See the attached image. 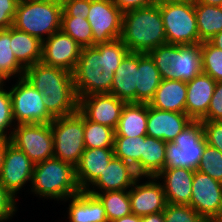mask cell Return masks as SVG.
<instances>
[{"mask_svg": "<svg viewBox=\"0 0 222 222\" xmlns=\"http://www.w3.org/2000/svg\"><path fill=\"white\" fill-rule=\"evenodd\" d=\"M50 124L54 137V158L75 167L86 149L84 115L78 110L73 114L54 118Z\"/></svg>", "mask_w": 222, "mask_h": 222, "instance_id": "obj_8", "label": "cell"}, {"mask_svg": "<svg viewBox=\"0 0 222 222\" xmlns=\"http://www.w3.org/2000/svg\"><path fill=\"white\" fill-rule=\"evenodd\" d=\"M4 83L0 84V137L9 138L7 135V128L15 123L12 113V102L10 97V91L3 88Z\"/></svg>", "mask_w": 222, "mask_h": 222, "instance_id": "obj_39", "label": "cell"}, {"mask_svg": "<svg viewBox=\"0 0 222 222\" xmlns=\"http://www.w3.org/2000/svg\"><path fill=\"white\" fill-rule=\"evenodd\" d=\"M11 27L0 30V75L5 79H9L14 75L22 78L25 68L17 61L10 47Z\"/></svg>", "mask_w": 222, "mask_h": 222, "instance_id": "obj_33", "label": "cell"}, {"mask_svg": "<svg viewBox=\"0 0 222 222\" xmlns=\"http://www.w3.org/2000/svg\"><path fill=\"white\" fill-rule=\"evenodd\" d=\"M202 121H222V82H217L206 117Z\"/></svg>", "mask_w": 222, "mask_h": 222, "instance_id": "obj_43", "label": "cell"}, {"mask_svg": "<svg viewBox=\"0 0 222 222\" xmlns=\"http://www.w3.org/2000/svg\"><path fill=\"white\" fill-rule=\"evenodd\" d=\"M142 222H165L164 211L142 216Z\"/></svg>", "mask_w": 222, "mask_h": 222, "instance_id": "obj_47", "label": "cell"}, {"mask_svg": "<svg viewBox=\"0 0 222 222\" xmlns=\"http://www.w3.org/2000/svg\"><path fill=\"white\" fill-rule=\"evenodd\" d=\"M61 30L72 37L82 48L93 46L92 29L87 19L62 16Z\"/></svg>", "mask_w": 222, "mask_h": 222, "instance_id": "obj_35", "label": "cell"}, {"mask_svg": "<svg viewBox=\"0 0 222 222\" xmlns=\"http://www.w3.org/2000/svg\"><path fill=\"white\" fill-rule=\"evenodd\" d=\"M78 99V110L88 120L116 130L126 102L110 93L91 94Z\"/></svg>", "mask_w": 222, "mask_h": 222, "instance_id": "obj_15", "label": "cell"}, {"mask_svg": "<svg viewBox=\"0 0 222 222\" xmlns=\"http://www.w3.org/2000/svg\"><path fill=\"white\" fill-rule=\"evenodd\" d=\"M168 44L195 45L201 43L198 35L194 0L158 5Z\"/></svg>", "mask_w": 222, "mask_h": 222, "instance_id": "obj_9", "label": "cell"}, {"mask_svg": "<svg viewBox=\"0 0 222 222\" xmlns=\"http://www.w3.org/2000/svg\"><path fill=\"white\" fill-rule=\"evenodd\" d=\"M24 77L41 92L47 111L54 117H62L78 111L79 99L75 92L73 73L42 62L28 66Z\"/></svg>", "mask_w": 222, "mask_h": 222, "instance_id": "obj_2", "label": "cell"}, {"mask_svg": "<svg viewBox=\"0 0 222 222\" xmlns=\"http://www.w3.org/2000/svg\"><path fill=\"white\" fill-rule=\"evenodd\" d=\"M113 3L124 13L128 10L144 8L154 5V0H112Z\"/></svg>", "mask_w": 222, "mask_h": 222, "instance_id": "obj_45", "label": "cell"}, {"mask_svg": "<svg viewBox=\"0 0 222 222\" xmlns=\"http://www.w3.org/2000/svg\"><path fill=\"white\" fill-rule=\"evenodd\" d=\"M194 170L175 168L162 170L157 176L163 179L162 185L167 203L189 205L192 194Z\"/></svg>", "mask_w": 222, "mask_h": 222, "instance_id": "obj_22", "label": "cell"}, {"mask_svg": "<svg viewBox=\"0 0 222 222\" xmlns=\"http://www.w3.org/2000/svg\"><path fill=\"white\" fill-rule=\"evenodd\" d=\"M148 103H126L114 137L136 138L147 135Z\"/></svg>", "mask_w": 222, "mask_h": 222, "instance_id": "obj_26", "label": "cell"}, {"mask_svg": "<svg viewBox=\"0 0 222 222\" xmlns=\"http://www.w3.org/2000/svg\"><path fill=\"white\" fill-rule=\"evenodd\" d=\"M138 53L129 52L114 72L110 94L126 103H136Z\"/></svg>", "mask_w": 222, "mask_h": 222, "instance_id": "obj_23", "label": "cell"}, {"mask_svg": "<svg viewBox=\"0 0 222 222\" xmlns=\"http://www.w3.org/2000/svg\"><path fill=\"white\" fill-rule=\"evenodd\" d=\"M209 42L218 49L222 50V31L213 36Z\"/></svg>", "mask_w": 222, "mask_h": 222, "instance_id": "obj_49", "label": "cell"}, {"mask_svg": "<svg viewBox=\"0 0 222 222\" xmlns=\"http://www.w3.org/2000/svg\"><path fill=\"white\" fill-rule=\"evenodd\" d=\"M189 206L207 222H216L222 213V183L194 170Z\"/></svg>", "mask_w": 222, "mask_h": 222, "instance_id": "obj_13", "label": "cell"}, {"mask_svg": "<svg viewBox=\"0 0 222 222\" xmlns=\"http://www.w3.org/2000/svg\"><path fill=\"white\" fill-rule=\"evenodd\" d=\"M31 185V191L39 197L61 201L81 191L75 167L54 157L34 164Z\"/></svg>", "mask_w": 222, "mask_h": 222, "instance_id": "obj_4", "label": "cell"}, {"mask_svg": "<svg viewBox=\"0 0 222 222\" xmlns=\"http://www.w3.org/2000/svg\"><path fill=\"white\" fill-rule=\"evenodd\" d=\"M186 1H191V0H154L155 4L157 5L170 4V3H182Z\"/></svg>", "mask_w": 222, "mask_h": 222, "instance_id": "obj_51", "label": "cell"}, {"mask_svg": "<svg viewBox=\"0 0 222 222\" xmlns=\"http://www.w3.org/2000/svg\"><path fill=\"white\" fill-rule=\"evenodd\" d=\"M141 178L129 189L132 213L142 217L164 211L167 201L162 183L159 180L157 183L156 177H147L150 180L139 184Z\"/></svg>", "mask_w": 222, "mask_h": 222, "instance_id": "obj_17", "label": "cell"}, {"mask_svg": "<svg viewBox=\"0 0 222 222\" xmlns=\"http://www.w3.org/2000/svg\"><path fill=\"white\" fill-rule=\"evenodd\" d=\"M5 79L0 75V84L4 83Z\"/></svg>", "mask_w": 222, "mask_h": 222, "instance_id": "obj_52", "label": "cell"}, {"mask_svg": "<svg viewBox=\"0 0 222 222\" xmlns=\"http://www.w3.org/2000/svg\"><path fill=\"white\" fill-rule=\"evenodd\" d=\"M206 145L201 121H192L172 142L166 143L163 170L175 168L197 170Z\"/></svg>", "mask_w": 222, "mask_h": 222, "instance_id": "obj_7", "label": "cell"}, {"mask_svg": "<svg viewBox=\"0 0 222 222\" xmlns=\"http://www.w3.org/2000/svg\"><path fill=\"white\" fill-rule=\"evenodd\" d=\"M144 143L142 137H114L115 157L132 165L136 173L141 177V155Z\"/></svg>", "mask_w": 222, "mask_h": 222, "instance_id": "obj_32", "label": "cell"}, {"mask_svg": "<svg viewBox=\"0 0 222 222\" xmlns=\"http://www.w3.org/2000/svg\"><path fill=\"white\" fill-rule=\"evenodd\" d=\"M197 170L222 183V152L207 144Z\"/></svg>", "mask_w": 222, "mask_h": 222, "instance_id": "obj_37", "label": "cell"}, {"mask_svg": "<svg viewBox=\"0 0 222 222\" xmlns=\"http://www.w3.org/2000/svg\"><path fill=\"white\" fill-rule=\"evenodd\" d=\"M96 195L106 210L108 222L132 213L128 190L89 192Z\"/></svg>", "mask_w": 222, "mask_h": 222, "instance_id": "obj_31", "label": "cell"}, {"mask_svg": "<svg viewBox=\"0 0 222 222\" xmlns=\"http://www.w3.org/2000/svg\"><path fill=\"white\" fill-rule=\"evenodd\" d=\"M33 168L34 164L30 158L10 143L6 149L0 181L16 197L17 192L24 187L25 183L32 180Z\"/></svg>", "mask_w": 222, "mask_h": 222, "instance_id": "obj_16", "label": "cell"}, {"mask_svg": "<svg viewBox=\"0 0 222 222\" xmlns=\"http://www.w3.org/2000/svg\"><path fill=\"white\" fill-rule=\"evenodd\" d=\"M8 135L11 143L22 150L33 164L54 157V137L50 123L15 125Z\"/></svg>", "mask_w": 222, "mask_h": 222, "instance_id": "obj_11", "label": "cell"}, {"mask_svg": "<svg viewBox=\"0 0 222 222\" xmlns=\"http://www.w3.org/2000/svg\"><path fill=\"white\" fill-rule=\"evenodd\" d=\"M19 0H0V30L13 26Z\"/></svg>", "mask_w": 222, "mask_h": 222, "instance_id": "obj_44", "label": "cell"}, {"mask_svg": "<svg viewBox=\"0 0 222 222\" xmlns=\"http://www.w3.org/2000/svg\"><path fill=\"white\" fill-rule=\"evenodd\" d=\"M128 53L120 38L82 48L73 72L77 97L110 93L114 72Z\"/></svg>", "mask_w": 222, "mask_h": 222, "instance_id": "obj_1", "label": "cell"}, {"mask_svg": "<svg viewBox=\"0 0 222 222\" xmlns=\"http://www.w3.org/2000/svg\"><path fill=\"white\" fill-rule=\"evenodd\" d=\"M208 145L222 152V121H201Z\"/></svg>", "mask_w": 222, "mask_h": 222, "instance_id": "obj_40", "label": "cell"}, {"mask_svg": "<svg viewBox=\"0 0 222 222\" xmlns=\"http://www.w3.org/2000/svg\"><path fill=\"white\" fill-rule=\"evenodd\" d=\"M165 222H207L189 205L167 203L164 210Z\"/></svg>", "mask_w": 222, "mask_h": 222, "instance_id": "obj_38", "label": "cell"}, {"mask_svg": "<svg viewBox=\"0 0 222 222\" xmlns=\"http://www.w3.org/2000/svg\"><path fill=\"white\" fill-rule=\"evenodd\" d=\"M62 12L61 0H19L13 27L43 42L61 30Z\"/></svg>", "mask_w": 222, "mask_h": 222, "instance_id": "obj_5", "label": "cell"}, {"mask_svg": "<svg viewBox=\"0 0 222 222\" xmlns=\"http://www.w3.org/2000/svg\"><path fill=\"white\" fill-rule=\"evenodd\" d=\"M198 4L222 6V0H194Z\"/></svg>", "mask_w": 222, "mask_h": 222, "instance_id": "obj_50", "label": "cell"}, {"mask_svg": "<svg viewBox=\"0 0 222 222\" xmlns=\"http://www.w3.org/2000/svg\"><path fill=\"white\" fill-rule=\"evenodd\" d=\"M120 39L133 53H149L166 44L160 7L154 4L124 12Z\"/></svg>", "mask_w": 222, "mask_h": 222, "instance_id": "obj_3", "label": "cell"}, {"mask_svg": "<svg viewBox=\"0 0 222 222\" xmlns=\"http://www.w3.org/2000/svg\"><path fill=\"white\" fill-rule=\"evenodd\" d=\"M139 177L132 165L114 156L103 173H100V178L93 184V189H88L87 191L129 190ZM95 187L99 191L98 189L96 191Z\"/></svg>", "mask_w": 222, "mask_h": 222, "instance_id": "obj_21", "label": "cell"}, {"mask_svg": "<svg viewBox=\"0 0 222 222\" xmlns=\"http://www.w3.org/2000/svg\"><path fill=\"white\" fill-rule=\"evenodd\" d=\"M166 143L161 139L144 136L141 155V177H156L165 167Z\"/></svg>", "mask_w": 222, "mask_h": 222, "instance_id": "obj_29", "label": "cell"}, {"mask_svg": "<svg viewBox=\"0 0 222 222\" xmlns=\"http://www.w3.org/2000/svg\"><path fill=\"white\" fill-rule=\"evenodd\" d=\"M186 82L162 79L148 105L155 109L186 113Z\"/></svg>", "mask_w": 222, "mask_h": 222, "instance_id": "obj_24", "label": "cell"}, {"mask_svg": "<svg viewBox=\"0 0 222 222\" xmlns=\"http://www.w3.org/2000/svg\"><path fill=\"white\" fill-rule=\"evenodd\" d=\"M202 70L216 82H222V50L209 41L201 42Z\"/></svg>", "mask_w": 222, "mask_h": 222, "instance_id": "obj_36", "label": "cell"}, {"mask_svg": "<svg viewBox=\"0 0 222 222\" xmlns=\"http://www.w3.org/2000/svg\"><path fill=\"white\" fill-rule=\"evenodd\" d=\"M9 90L14 121L19 124H47L54 117L47 111L43 95L23 76Z\"/></svg>", "mask_w": 222, "mask_h": 222, "instance_id": "obj_10", "label": "cell"}, {"mask_svg": "<svg viewBox=\"0 0 222 222\" xmlns=\"http://www.w3.org/2000/svg\"><path fill=\"white\" fill-rule=\"evenodd\" d=\"M198 35L201 42L209 41L222 31V6L198 4L194 1Z\"/></svg>", "mask_w": 222, "mask_h": 222, "instance_id": "obj_30", "label": "cell"}, {"mask_svg": "<svg viewBox=\"0 0 222 222\" xmlns=\"http://www.w3.org/2000/svg\"><path fill=\"white\" fill-rule=\"evenodd\" d=\"M216 222H222V213H221L220 217L217 219Z\"/></svg>", "mask_w": 222, "mask_h": 222, "instance_id": "obj_53", "label": "cell"}, {"mask_svg": "<svg viewBox=\"0 0 222 222\" xmlns=\"http://www.w3.org/2000/svg\"><path fill=\"white\" fill-rule=\"evenodd\" d=\"M69 199V222H108L106 210L96 195L81 190Z\"/></svg>", "mask_w": 222, "mask_h": 222, "instance_id": "obj_25", "label": "cell"}, {"mask_svg": "<svg viewBox=\"0 0 222 222\" xmlns=\"http://www.w3.org/2000/svg\"><path fill=\"white\" fill-rule=\"evenodd\" d=\"M162 78L148 53H138L136 103H149Z\"/></svg>", "mask_w": 222, "mask_h": 222, "instance_id": "obj_27", "label": "cell"}, {"mask_svg": "<svg viewBox=\"0 0 222 222\" xmlns=\"http://www.w3.org/2000/svg\"><path fill=\"white\" fill-rule=\"evenodd\" d=\"M16 198L0 181V222H5L16 212Z\"/></svg>", "mask_w": 222, "mask_h": 222, "instance_id": "obj_42", "label": "cell"}, {"mask_svg": "<svg viewBox=\"0 0 222 222\" xmlns=\"http://www.w3.org/2000/svg\"><path fill=\"white\" fill-rule=\"evenodd\" d=\"M10 143V138L0 137V173L5 159L6 149Z\"/></svg>", "mask_w": 222, "mask_h": 222, "instance_id": "obj_46", "label": "cell"}, {"mask_svg": "<svg viewBox=\"0 0 222 222\" xmlns=\"http://www.w3.org/2000/svg\"><path fill=\"white\" fill-rule=\"evenodd\" d=\"M161 78L189 82L202 73L201 43L195 45L163 44L148 53Z\"/></svg>", "mask_w": 222, "mask_h": 222, "instance_id": "obj_6", "label": "cell"}, {"mask_svg": "<svg viewBox=\"0 0 222 222\" xmlns=\"http://www.w3.org/2000/svg\"><path fill=\"white\" fill-rule=\"evenodd\" d=\"M115 130L92 122L84 116L85 148H114Z\"/></svg>", "mask_w": 222, "mask_h": 222, "instance_id": "obj_34", "label": "cell"}, {"mask_svg": "<svg viewBox=\"0 0 222 222\" xmlns=\"http://www.w3.org/2000/svg\"><path fill=\"white\" fill-rule=\"evenodd\" d=\"M112 222H142V217L130 213L129 215L116 219L115 221Z\"/></svg>", "mask_w": 222, "mask_h": 222, "instance_id": "obj_48", "label": "cell"}, {"mask_svg": "<svg viewBox=\"0 0 222 222\" xmlns=\"http://www.w3.org/2000/svg\"><path fill=\"white\" fill-rule=\"evenodd\" d=\"M82 47L62 30L53 33L42 42L41 62L47 66L60 67L73 73Z\"/></svg>", "mask_w": 222, "mask_h": 222, "instance_id": "obj_14", "label": "cell"}, {"mask_svg": "<svg viewBox=\"0 0 222 222\" xmlns=\"http://www.w3.org/2000/svg\"><path fill=\"white\" fill-rule=\"evenodd\" d=\"M192 121L186 113L155 109L148 105L147 135L172 142Z\"/></svg>", "mask_w": 222, "mask_h": 222, "instance_id": "obj_18", "label": "cell"}, {"mask_svg": "<svg viewBox=\"0 0 222 222\" xmlns=\"http://www.w3.org/2000/svg\"><path fill=\"white\" fill-rule=\"evenodd\" d=\"M216 83L204 72L186 83V114L193 121H202L206 117Z\"/></svg>", "mask_w": 222, "mask_h": 222, "instance_id": "obj_20", "label": "cell"}, {"mask_svg": "<svg viewBox=\"0 0 222 222\" xmlns=\"http://www.w3.org/2000/svg\"><path fill=\"white\" fill-rule=\"evenodd\" d=\"M123 12L112 0H90L87 21L93 34V46L119 39Z\"/></svg>", "mask_w": 222, "mask_h": 222, "instance_id": "obj_12", "label": "cell"}, {"mask_svg": "<svg viewBox=\"0 0 222 222\" xmlns=\"http://www.w3.org/2000/svg\"><path fill=\"white\" fill-rule=\"evenodd\" d=\"M10 47L17 61L26 69L41 62L42 42L26 32L11 27Z\"/></svg>", "mask_w": 222, "mask_h": 222, "instance_id": "obj_28", "label": "cell"}, {"mask_svg": "<svg viewBox=\"0 0 222 222\" xmlns=\"http://www.w3.org/2000/svg\"><path fill=\"white\" fill-rule=\"evenodd\" d=\"M62 16L83 17L87 19L90 10V0H61Z\"/></svg>", "mask_w": 222, "mask_h": 222, "instance_id": "obj_41", "label": "cell"}, {"mask_svg": "<svg viewBox=\"0 0 222 222\" xmlns=\"http://www.w3.org/2000/svg\"><path fill=\"white\" fill-rule=\"evenodd\" d=\"M114 156V148H86L75 166V176L80 190L87 191L92 188Z\"/></svg>", "mask_w": 222, "mask_h": 222, "instance_id": "obj_19", "label": "cell"}]
</instances>
